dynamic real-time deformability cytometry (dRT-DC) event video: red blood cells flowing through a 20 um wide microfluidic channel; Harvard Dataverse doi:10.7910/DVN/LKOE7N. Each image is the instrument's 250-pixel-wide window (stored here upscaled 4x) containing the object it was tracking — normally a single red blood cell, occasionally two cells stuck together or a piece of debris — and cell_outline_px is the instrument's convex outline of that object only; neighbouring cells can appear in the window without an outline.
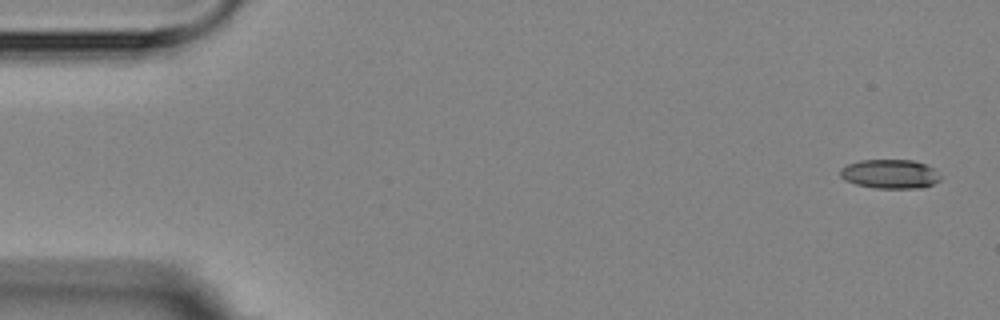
{"species": "Egyptian fruit bat (a non-hibernating species)", "species_latin": "Rousettus aegyptiacus", "temperature_condition": "room temperature", "stored_images_in_passage": 5, "camera_frame_rate_fps": 3000, "um_per_image_px": 0.085, "animal": {"sex": "female"}, "frame": {"image": 1, "passage_image": 1, "time_ms": 0.0, "image_size_px": [1000, 320], "cell_outline_px": [[940, 180], [932, 184], [920, 188], [876, 188], [856, 184], [844, 180], [840, 176], [840, 168], [848, 164], [860, 160], [912, 160], [924, 164], [932, 168], [940, 176]], "centroid_in_image_um": [75.61, 14.79], "position_along_channel_um": 9.4, "area_um2": 16.88}}
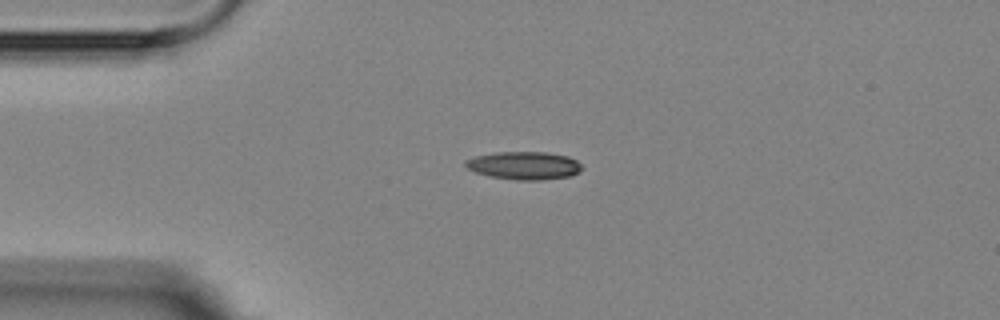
{"frame": {"image": 2, "passage_image": 4, "time_ms": 3.667, "image_size_px": [1000, 320], "cell_outline_px": [[584, 168], [580, 172], [572, 176], [540, 180], [516, 180], [488, 176], [476, 172], [468, 168], [464, 164], [464, 160], [476, 156], [496, 152], [544, 152], [568, 156], [576, 160]], "centroid_in_image_um": [44.57, 14.07], "position_along_channel_um": 40.4, "area_um2": 19.07}}